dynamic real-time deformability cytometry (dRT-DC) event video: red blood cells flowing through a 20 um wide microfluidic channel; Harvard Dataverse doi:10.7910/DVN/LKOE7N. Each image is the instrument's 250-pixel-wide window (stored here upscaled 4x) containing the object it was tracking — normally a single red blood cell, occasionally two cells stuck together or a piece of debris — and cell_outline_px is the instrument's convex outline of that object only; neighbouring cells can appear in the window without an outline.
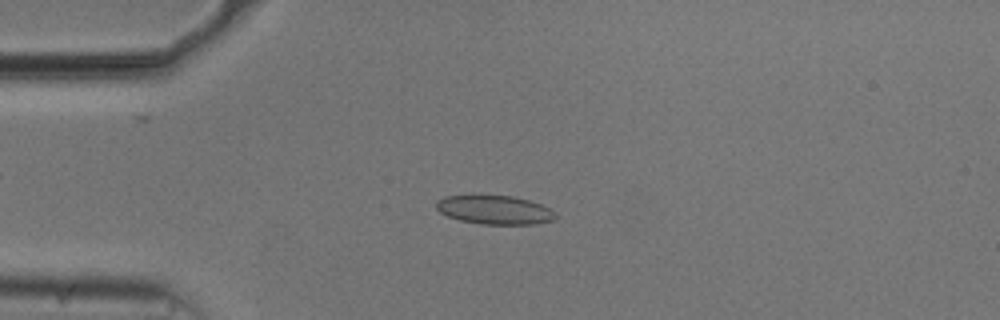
{"species": "common noctule bat (a hibernating species)", "species_latin": "Nyctalus noctula", "temperature_condition": "cold", "stored_images_in_passage": 51, "camera_frame_rate_fps": 3000, "um_per_image_px": 0.085, "animal": {"sex": "male", "body_mass_g": 20.5, "forearm_length_mm": 52.5}, "frame": {"image": 1, "passage_image": 13, "time_ms": 4.0, "image_size_px": [1000, 320], "cell_outline_px": [[556, 220], [536, 224], [480, 224], [460, 220], [448, 216], [440, 212], [436, 208], [436, 200], [444, 196], [512, 196], [528, 200], [540, 204], [548, 208], [556, 216]], "centroid_in_image_um": [42.03, 17.85], "position_along_channel_um": 43.0, "area_um2": 19.83}}
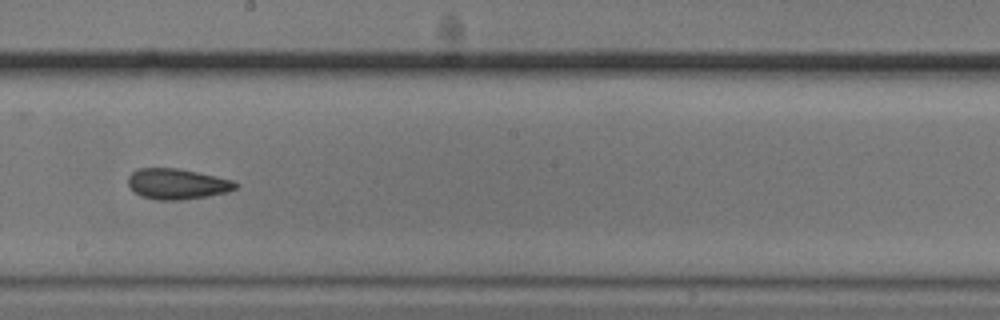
{"frame": {"image": 2, "passage_image": 30, "time_ms": 9.667, "image_size_px": [1000, 320], "cell_outline_px": [[240, 184], [236, 188], [228, 192], [208, 196], [180, 200], [156, 200], [140, 196], [128, 184], [128, 176], [136, 168], [180, 168], [236, 180]], "centroid_in_image_um": [15.1, 15.62], "position_along_channel_um": 233.1, "area_um2": 19.48}}
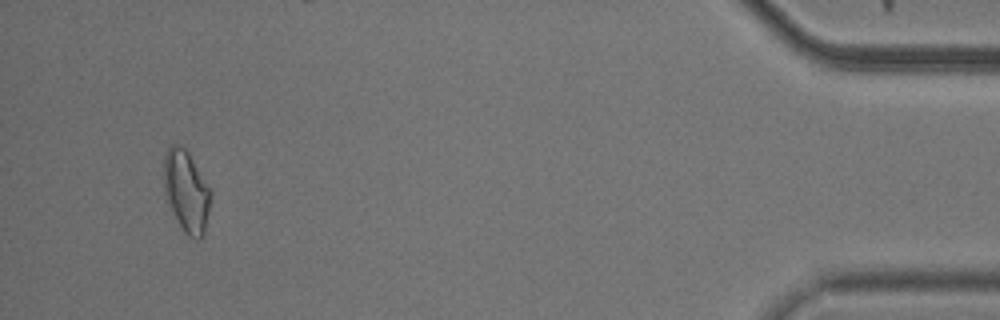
{"frame": {"image": 3, "passage_image": 51, "time_ms": 16.667, "image_size_px": [1000, 320], "cell_outline_px": [[212, 192], [204, 236], [200, 240], [196, 240], [188, 236], [184, 232], [164, 200], [164, 152], [168, 144], [176, 144], [184, 148], [188, 152]], "centroid_in_image_um": [15.81, 16.28], "position_along_channel_um": 419.4, "area_um2": 22.72}, "authors_computed_cell_mechanics": {"area_um2": 19.5942, "velocity_mm_per_s": 3.7155, "shape_relaxation_time_tau1_ms": 5.8039, "shape_relaxation_time_tau2_ms": 2.8325, "deformation_change_tau1": 0.0924, "deformation_change_tau2": 0.0798}}